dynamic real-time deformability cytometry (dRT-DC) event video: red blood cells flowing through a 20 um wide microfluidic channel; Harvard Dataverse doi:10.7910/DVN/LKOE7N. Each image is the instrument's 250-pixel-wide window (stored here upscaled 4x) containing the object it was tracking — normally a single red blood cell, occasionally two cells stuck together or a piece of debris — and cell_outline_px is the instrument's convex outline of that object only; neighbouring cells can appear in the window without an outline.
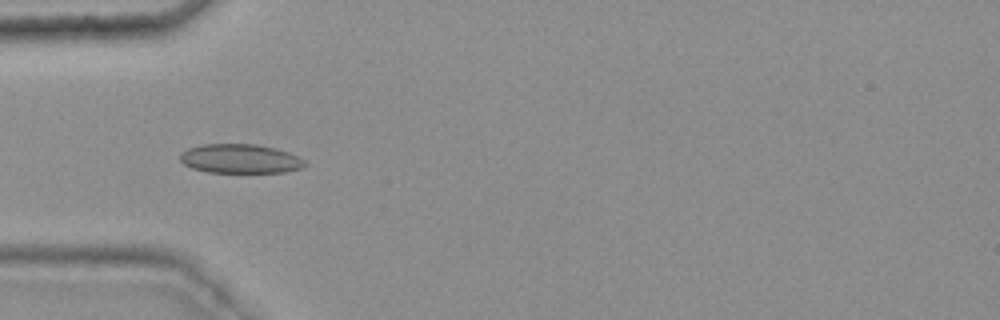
{"species": "common noctule bat (a hibernating species)", "species_latin": "Nyctalus noctula", "temperature_condition": "warm", "stored_images_in_passage": 25, "camera_frame_rate_fps": 3000, "um_per_image_px": 0.085, "animal": {"sex": "female", "body_mass_g": 25.1}, "frame": {"image": 1, "passage_image": 3, "time_ms": 0.667, "image_size_px": [1000, 320], "cell_outline_px": [[308, 164], [304, 168], [284, 172], [208, 172], [192, 168], [184, 164], [180, 160], [180, 152], [188, 148], [204, 144], [256, 144], [276, 148], [288, 152], [304, 160]], "centroid_in_image_um": [20.43, 13.49], "position_along_channel_um": 64.6, "area_um2": 21.27}}
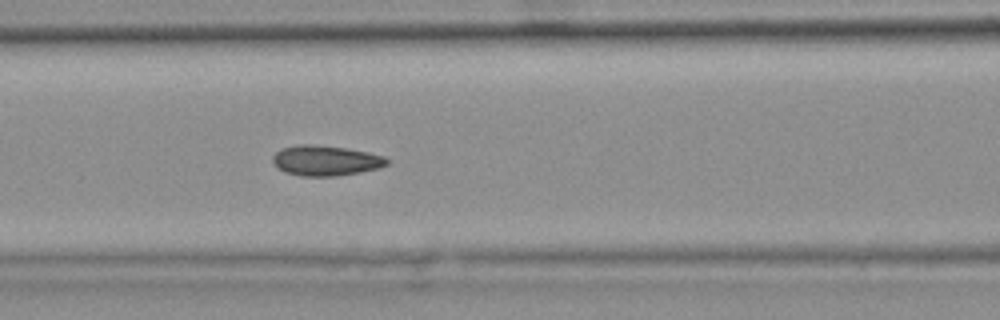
{"frame": {"image": 2, "passage_image": 9, "time_ms": 2.667, "image_size_px": [1000, 320], "cell_outline_px": [[388, 164], [380, 168], [360, 172], [336, 176], [300, 176], [284, 172], [276, 168], [272, 164], [272, 156], [280, 148], [296, 144], [312, 144], [348, 148], [368, 152], [384, 156], [388, 160]], "centroid_in_image_um": [27.63, 13.64], "position_along_channel_um": 139.0, "area_um2": 20.52}}
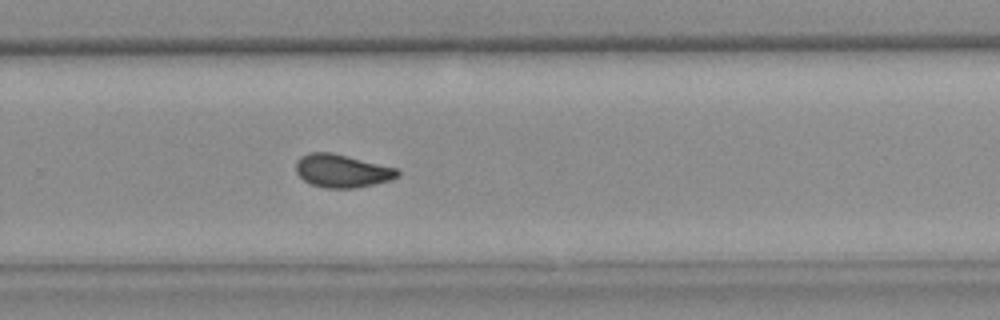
{"frame": {"image": 3, "passage_image": 22, "time_ms": 7.0, "image_size_px": [1000, 320], "cell_outline_px": [[400, 176], [392, 180], [352, 188], [324, 188], [312, 184], [304, 180], [296, 172], [296, 160], [300, 156], [308, 152], [332, 152], [400, 168]], "centroid_in_image_um": [29.1, 14.51], "position_along_channel_um": 300.7, "area_um2": 19.88}}